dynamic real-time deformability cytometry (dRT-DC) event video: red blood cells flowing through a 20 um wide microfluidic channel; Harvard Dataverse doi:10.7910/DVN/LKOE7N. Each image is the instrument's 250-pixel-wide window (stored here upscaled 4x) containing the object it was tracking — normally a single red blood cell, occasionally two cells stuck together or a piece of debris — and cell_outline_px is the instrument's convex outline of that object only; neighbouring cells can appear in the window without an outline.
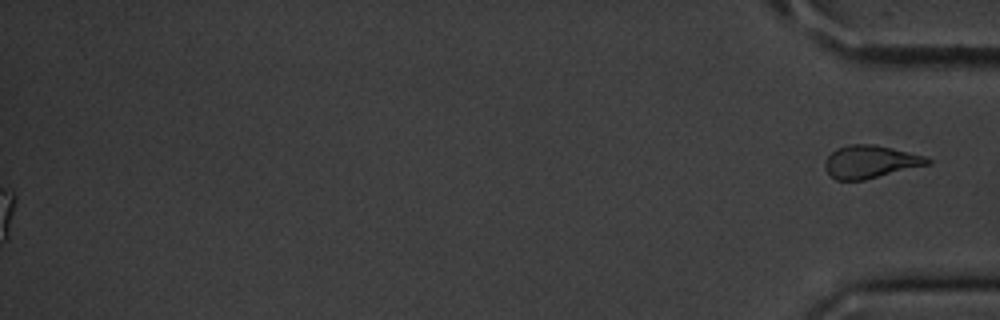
{"species": "common noctule bat (a hibernating species)", "species_latin": "Nyctalus noctula", "temperature_condition": "cold", "stored_images_in_passage": 57, "segment_of_instrument_passage": [2, 2], "camera_frame_rate_fps": 3000, "um_per_image_px": 0.085, "animal": {"sex": "male", "body_mass_g": 20.1, "forearm_length_mm": 53.5}, "frame": {"image": 1, "passage_image": 57, "time_ms": 18.667, "image_size_px": [1000, 320], "cell_outline_px": [[932, 164], [864, 180], [836, 180], [824, 168], [824, 160], [836, 148], [848, 144], [872, 144], [892, 148], [924, 156], [932, 160]], "centroid_in_image_um": [73.98, 13.75], "position_along_channel_um": 361.2, "area_um2": 19.65}}